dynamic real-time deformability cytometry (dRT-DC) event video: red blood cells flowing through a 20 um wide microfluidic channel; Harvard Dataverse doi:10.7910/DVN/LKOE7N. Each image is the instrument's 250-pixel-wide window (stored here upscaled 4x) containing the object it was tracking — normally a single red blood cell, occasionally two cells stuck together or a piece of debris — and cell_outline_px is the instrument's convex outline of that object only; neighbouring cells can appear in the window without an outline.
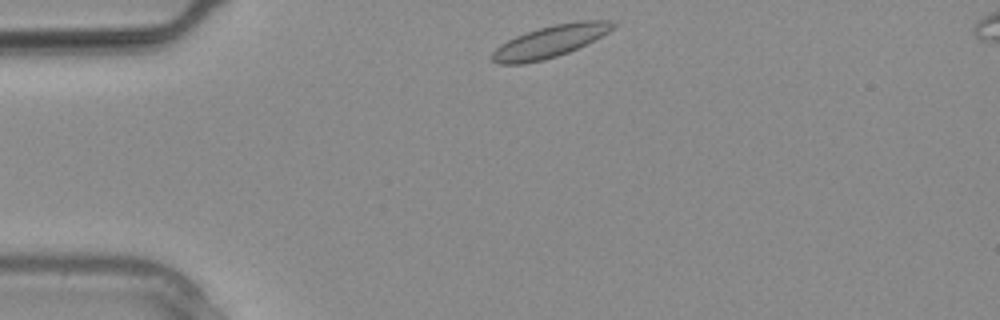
{"species": "common noctule bat (a hibernating species)", "species_latin": "Nyctalus noctula", "temperature_condition": "warm", "stored_images_in_passage": 7, "camera_frame_rate_fps": 3000, "um_per_image_px": 0.085, "animal": {"sex": "male", "body_mass_g": 20.4}, "frame": {"image": 1, "passage_image": 1, "time_ms": 0.0, "image_size_px": [1000, 320], "cell_outline_px": [[620, 24], [608, 32], [568, 52], [544, 60], [524, 64], [496, 64], [488, 56], [500, 44], [516, 36], [540, 28], [556, 24], [580, 20], [612, 20]], "centroid_in_image_um": [46.73, 3.53], "position_along_channel_um": 38.3, "area_um2": 22.43}}
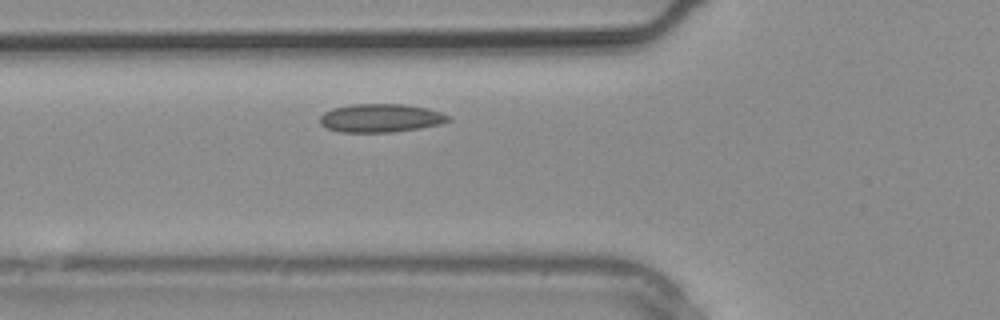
{"frame": {"image": 2, "passage_image": 5, "time_ms": 1.333, "image_size_px": [1000, 320], "cell_outline_px": [[452, 120], [440, 124], [420, 128], [392, 132], [340, 132], [328, 128], [320, 124], [320, 116], [324, 112], [332, 108], [352, 104], [404, 104], [424, 108], [440, 112], [452, 116]], "centroid_in_image_um": [32.36, 10.03], "position_along_channel_um": 93.4, "area_um2": 21.27}}